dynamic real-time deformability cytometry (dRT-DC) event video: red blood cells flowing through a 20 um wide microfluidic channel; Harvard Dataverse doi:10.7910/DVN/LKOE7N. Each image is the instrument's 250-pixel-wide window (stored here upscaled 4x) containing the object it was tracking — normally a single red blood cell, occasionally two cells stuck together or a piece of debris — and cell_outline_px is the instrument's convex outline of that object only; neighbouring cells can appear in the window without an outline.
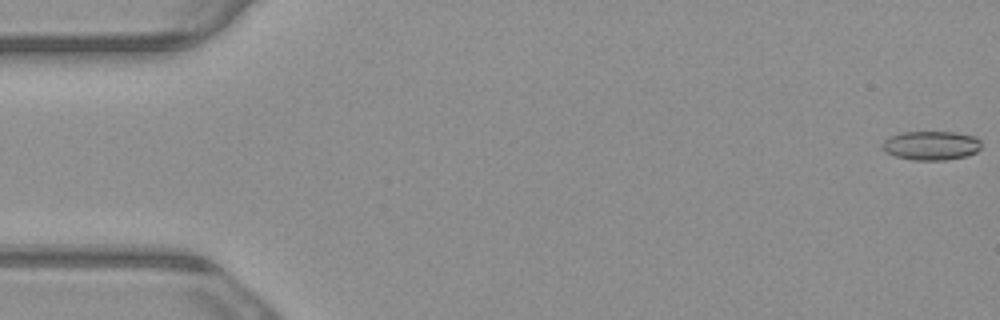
{"species": "common noctule bat (a hibernating species)", "species_latin": "Nyctalus noctula", "temperature_condition": "warm", "stored_images_in_passage": 5, "camera_frame_rate_fps": 3000, "um_per_image_px": 0.085, "animal": {"sex": "male", "body_mass_g": 23.1, "forearm_length_mm": 52.7}, "frame": {"image": 1, "passage_image": 1, "time_ms": 0.0, "image_size_px": [1000, 320], "cell_outline_px": [[980, 148], [976, 152], [968, 156], [944, 160], [912, 160], [896, 156], [884, 152], [880, 148], [884, 140], [892, 136], [904, 132], [956, 132], [972, 136], [980, 140]], "centroid_in_image_um": [79.13, 12.38], "position_along_channel_um": 5.9, "area_um2": 16.76}}
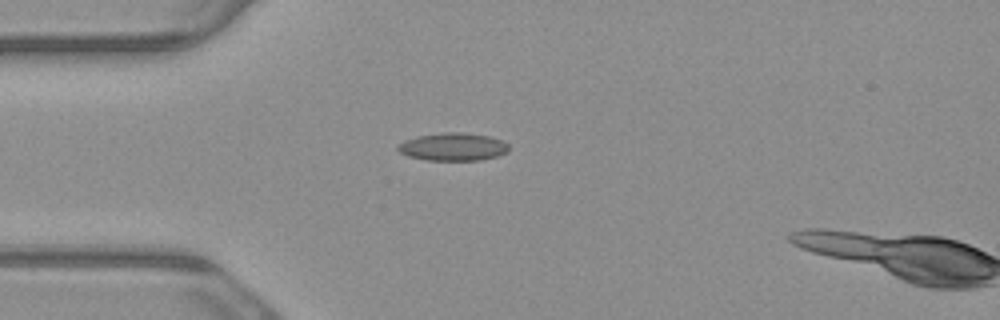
{"frame": {"image": 2, "passage_image": 4, "time_ms": 1.0, "image_size_px": [1000, 320], "cell_outline_px": [[508, 152], [496, 156], [480, 160], [424, 160], [408, 156], [400, 152], [396, 148], [396, 144], [404, 140], [416, 136], [444, 132], [464, 132], [488, 136], [504, 140], [508, 144]], "centroid_in_image_um": [38.48, 12.47], "position_along_channel_um": 46.5, "area_um2": 18.21}}